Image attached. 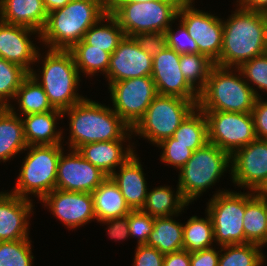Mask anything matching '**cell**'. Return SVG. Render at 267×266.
<instances>
[{
    "label": "cell",
    "mask_w": 267,
    "mask_h": 266,
    "mask_svg": "<svg viewBox=\"0 0 267 266\" xmlns=\"http://www.w3.org/2000/svg\"><path fill=\"white\" fill-rule=\"evenodd\" d=\"M267 52V14L240 7L223 20V45L215 65L238 68Z\"/></svg>",
    "instance_id": "1"
},
{
    "label": "cell",
    "mask_w": 267,
    "mask_h": 266,
    "mask_svg": "<svg viewBox=\"0 0 267 266\" xmlns=\"http://www.w3.org/2000/svg\"><path fill=\"white\" fill-rule=\"evenodd\" d=\"M108 13V0H71L47 15L38 38L49 49L70 50Z\"/></svg>",
    "instance_id": "2"
},
{
    "label": "cell",
    "mask_w": 267,
    "mask_h": 266,
    "mask_svg": "<svg viewBox=\"0 0 267 266\" xmlns=\"http://www.w3.org/2000/svg\"><path fill=\"white\" fill-rule=\"evenodd\" d=\"M65 115H69L70 137L67 143L72 150L87 143L120 140L131 130L112 107L88 98L64 110Z\"/></svg>",
    "instance_id": "3"
},
{
    "label": "cell",
    "mask_w": 267,
    "mask_h": 266,
    "mask_svg": "<svg viewBox=\"0 0 267 266\" xmlns=\"http://www.w3.org/2000/svg\"><path fill=\"white\" fill-rule=\"evenodd\" d=\"M257 97L261 95L249 86L238 68L215 65L199 93L197 107L202 111L252 113Z\"/></svg>",
    "instance_id": "4"
},
{
    "label": "cell",
    "mask_w": 267,
    "mask_h": 266,
    "mask_svg": "<svg viewBox=\"0 0 267 266\" xmlns=\"http://www.w3.org/2000/svg\"><path fill=\"white\" fill-rule=\"evenodd\" d=\"M42 62L40 73L33 68L29 74L43 87L54 109L63 112L85 98L77 93L81 74L70 50L48 49Z\"/></svg>",
    "instance_id": "5"
},
{
    "label": "cell",
    "mask_w": 267,
    "mask_h": 266,
    "mask_svg": "<svg viewBox=\"0 0 267 266\" xmlns=\"http://www.w3.org/2000/svg\"><path fill=\"white\" fill-rule=\"evenodd\" d=\"M184 0H157L138 3H108V12L117 20L125 36L162 32L178 19Z\"/></svg>",
    "instance_id": "6"
},
{
    "label": "cell",
    "mask_w": 267,
    "mask_h": 266,
    "mask_svg": "<svg viewBox=\"0 0 267 266\" xmlns=\"http://www.w3.org/2000/svg\"><path fill=\"white\" fill-rule=\"evenodd\" d=\"M63 150L62 144L28 146L11 193L28 200H32L28 197L31 194L41 201L56 188L58 162Z\"/></svg>",
    "instance_id": "7"
},
{
    "label": "cell",
    "mask_w": 267,
    "mask_h": 266,
    "mask_svg": "<svg viewBox=\"0 0 267 266\" xmlns=\"http://www.w3.org/2000/svg\"><path fill=\"white\" fill-rule=\"evenodd\" d=\"M229 168L230 155L215 144L207 142L196 149L179 170L177 185L184 199L191 204L209 187L215 185Z\"/></svg>",
    "instance_id": "8"
},
{
    "label": "cell",
    "mask_w": 267,
    "mask_h": 266,
    "mask_svg": "<svg viewBox=\"0 0 267 266\" xmlns=\"http://www.w3.org/2000/svg\"><path fill=\"white\" fill-rule=\"evenodd\" d=\"M198 101L177 96L157 95L143 117L131 129L154 145L173 136L184 119L197 107Z\"/></svg>",
    "instance_id": "9"
},
{
    "label": "cell",
    "mask_w": 267,
    "mask_h": 266,
    "mask_svg": "<svg viewBox=\"0 0 267 266\" xmlns=\"http://www.w3.org/2000/svg\"><path fill=\"white\" fill-rule=\"evenodd\" d=\"M223 190L210 198L205 210L213 222L215 243L218 246L249 243L243 228L246 193Z\"/></svg>",
    "instance_id": "10"
},
{
    "label": "cell",
    "mask_w": 267,
    "mask_h": 266,
    "mask_svg": "<svg viewBox=\"0 0 267 266\" xmlns=\"http://www.w3.org/2000/svg\"><path fill=\"white\" fill-rule=\"evenodd\" d=\"M207 119L208 142L230 156L256 140L252 113L203 111Z\"/></svg>",
    "instance_id": "11"
},
{
    "label": "cell",
    "mask_w": 267,
    "mask_h": 266,
    "mask_svg": "<svg viewBox=\"0 0 267 266\" xmlns=\"http://www.w3.org/2000/svg\"><path fill=\"white\" fill-rule=\"evenodd\" d=\"M112 109L132 129L158 95L151 76L113 82L108 86Z\"/></svg>",
    "instance_id": "12"
},
{
    "label": "cell",
    "mask_w": 267,
    "mask_h": 266,
    "mask_svg": "<svg viewBox=\"0 0 267 266\" xmlns=\"http://www.w3.org/2000/svg\"><path fill=\"white\" fill-rule=\"evenodd\" d=\"M194 0H184L178 10L177 18L197 43L199 54L216 62L223 45V20L208 12L197 10ZM193 6V7H192Z\"/></svg>",
    "instance_id": "13"
},
{
    "label": "cell",
    "mask_w": 267,
    "mask_h": 266,
    "mask_svg": "<svg viewBox=\"0 0 267 266\" xmlns=\"http://www.w3.org/2000/svg\"><path fill=\"white\" fill-rule=\"evenodd\" d=\"M230 165L233 183L257 192L267 180V140L256 139L236 150Z\"/></svg>",
    "instance_id": "14"
},
{
    "label": "cell",
    "mask_w": 267,
    "mask_h": 266,
    "mask_svg": "<svg viewBox=\"0 0 267 266\" xmlns=\"http://www.w3.org/2000/svg\"><path fill=\"white\" fill-rule=\"evenodd\" d=\"M61 153L57 168L56 189L92 193L107 176L85 160L77 150Z\"/></svg>",
    "instance_id": "15"
},
{
    "label": "cell",
    "mask_w": 267,
    "mask_h": 266,
    "mask_svg": "<svg viewBox=\"0 0 267 266\" xmlns=\"http://www.w3.org/2000/svg\"><path fill=\"white\" fill-rule=\"evenodd\" d=\"M52 215L59 219L67 228L77 229L95 220L92 193L72 192L54 189L42 200Z\"/></svg>",
    "instance_id": "16"
},
{
    "label": "cell",
    "mask_w": 267,
    "mask_h": 266,
    "mask_svg": "<svg viewBox=\"0 0 267 266\" xmlns=\"http://www.w3.org/2000/svg\"><path fill=\"white\" fill-rule=\"evenodd\" d=\"M179 62L180 54L167 46L153 57L151 77L157 93L198 101L199 94L184 78Z\"/></svg>",
    "instance_id": "17"
},
{
    "label": "cell",
    "mask_w": 267,
    "mask_h": 266,
    "mask_svg": "<svg viewBox=\"0 0 267 266\" xmlns=\"http://www.w3.org/2000/svg\"><path fill=\"white\" fill-rule=\"evenodd\" d=\"M152 61L153 58L140 48L134 37L124 36L110 55L105 76L108 85L126 79L151 76Z\"/></svg>",
    "instance_id": "18"
},
{
    "label": "cell",
    "mask_w": 267,
    "mask_h": 266,
    "mask_svg": "<svg viewBox=\"0 0 267 266\" xmlns=\"http://www.w3.org/2000/svg\"><path fill=\"white\" fill-rule=\"evenodd\" d=\"M40 32L26 26L8 24L0 20V57L24 68L28 73L31 65L38 63L40 48L30 40L31 35Z\"/></svg>",
    "instance_id": "19"
},
{
    "label": "cell",
    "mask_w": 267,
    "mask_h": 266,
    "mask_svg": "<svg viewBox=\"0 0 267 266\" xmlns=\"http://www.w3.org/2000/svg\"><path fill=\"white\" fill-rule=\"evenodd\" d=\"M32 200L9 192H0V241L28 239Z\"/></svg>",
    "instance_id": "20"
},
{
    "label": "cell",
    "mask_w": 267,
    "mask_h": 266,
    "mask_svg": "<svg viewBox=\"0 0 267 266\" xmlns=\"http://www.w3.org/2000/svg\"><path fill=\"white\" fill-rule=\"evenodd\" d=\"M131 135L133 136L132 130L120 140L87 143L80 146L77 151L85 160L101 170L107 177H110L118 166L120 167L135 153L132 144L129 143L126 148L122 145L127 139L128 141L131 140Z\"/></svg>",
    "instance_id": "21"
},
{
    "label": "cell",
    "mask_w": 267,
    "mask_h": 266,
    "mask_svg": "<svg viewBox=\"0 0 267 266\" xmlns=\"http://www.w3.org/2000/svg\"><path fill=\"white\" fill-rule=\"evenodd\" d=\"M110 177L117 184L131 210L142 209L147 196V182L139 157L133 153Z\"/></svg>",
    "instance_id": "22"
},
{
    "label": "cell",
    "mask_w": 267,
    "mask_h": 266,
    "mask_svg": "<svg viewBox=\"0 0 267 266\" xmlns=\"http://www.w3.org/2000/svg\"><path fill=\"white\" fill-rule=\"evenodd\" d=\"M63 119V112L57 109L44 113L21 116L24 137L28 146L62 144L63 131H57L58 120ZM58 119V120H57Z\"/></svg>",
    "instance_id": "23"
},
{
    "label": "cell",
    "mask_w": 267,
    "mask_h": 266,
    "mask_svg": "<svg viewBox=\"0 0 267 266\" xmlns=\"http://www.w3.org/2000/svg\"><path fill=\"white\" fill-rule=\"evenodd\" d=\"M43 0H0V20L41 32L47 20Z\"/></svg>",
    "instance_id": "24"
},
{
    "label": "cell",
    "mask_w": 267,
    "mask_h": 266,
    "mask_svg": "<svg viewBox=\"0 0 267 266\" xmlns=\"http://www.w3.org/2000/svg\"><path fill=\"white\" fill-rule=\"evenodd\" d=\"M28 147L21 116L15 108L2 107L0 110V162L14 158L18 153H23Z\"/></svg>",
    "instance_id": "25"
},
{
    "label": "cell",
    "mask_w": 267,
    "mask_h": 266,
    "mask_svg": "<svg viewBox=\"0 0 267 266\" xmlns=\"http://www.w3.org/2000/svg\"><path fill=\"white\" fill-rule=\"evenodd\" d=\"M92 196L97 221L123 217L128 215L131 211L117 184L111 177H107L100 186L92 192Z\"/></svg>",
    "instance_id": "26"
},
{
    "label": "cell",
    "mask_w": 267,
    "mask_h": 266,
    "mask_svg": "<svg viewBox=\"0 0 267 266\" xmlns=\"http://www.w3.org/2000/svg\"><path fill=\"white\" fill-rule=\"evenodd\" d=\"M246 192V209L243 219L245 239L265 247L267 243V199L256 192Z\"/></svg>",
    "instance_id": "27"
},
{
    "label": "cell",
    "mask_w": 267,
    "mask_h": 266,
    "mask_svg": "<svg viewBox=\"0 0 267 266\" xmlns=\"http://www.w3.org/2000/svg\"><path fill=\"white\" fill-rule=\"evenodd\" d=\"M175 191L170 186L155 187L147 192L146 201L142 211L151 217L178 216L189 203L184 199L181 190L177 186Z\"/></svg>",
    "instance_id": "28"
},
{
    "label": "cell",
    "mask_w": 267,
    "mask_h": 266,
    "mask_svg": "<svg viewBox=\"0 0 267 266\" xmlns=\"http://www.w3.org/2000/svg\"><path fill=\"white\" fill-rule=\"evenodd\" d=\"M172 218H154V227L146 243L164 255L183 250V224Z\"/></svg>",
    "instance_id": "29"
},
{
    "label": "cell",
    "mask_w": 267,
    "mask_h": 266,
    "mask_svg": "<svg viewBox=\"0 0 267 266\" xmlns=\"http://www.w3.org/2000/svg\"><path fill=\"white\" fill-rule=\"evenodd\" d=\"M124 36L117 20L108 12L85 32L83 40L92 45V48L102 49L112 54Z\"/></svg>",
    "instance_id": "30"
},
{
    "label": "cell",
    "mask_w": 267,
    "mask_h": 266,
    "mask_svg": "<svg viewBox=\"0 0 267 266\" xmlns=\"http://www.w3.org/2000/svg\"><path fill=\"white\" fill-rule=\"evenodd\" d=\"M175 143L187 145L193 152L208 142L207 119L202 110L196 107L175 130Z\"/></svg>",
    "instance_id": "31"
},
{
    "label": "cell",
    "mask_w": 267,
    "mask_h": 266,
    "mask_svg": "<svg viewBox=\"0 0 267 266\" xmlns=\"http://www.w3.org/2000/svg\"><path fill=\"white\" fill-rule=\"evenodd\" d=\"M20 116L53 111L43 87L30 74L22 81L15 98Z\"/></svg>",
    "instance_id": "32"
},
{
    "label": "cell",
    "mask_w": 267,
    "mask_h": 266,
    "mask_svg": "<svg viewBox=\"0 0 267 266\" xmlns=\"http://www.w3.org/2000/svg\"><path fill=\"white\" fill-rule=\"evenodd\" d=\"M213 242V222L208 213L205 218L192 216L183 224V250L198 252L211 248Z\"/></svg>",
    "instance_id": "33"
},
{
    "label": "cell",
    "mask_w": 267,
    "mask_h": 266,
    "mask_svg": "<svg viewBox=\"0 0 267 266\" xmlns=\"http://www.w3.org/2000/svg\"><path fill=\"white\" fill-rule=\"evenodd\" d=\"M76 67L79 73L94 76L96 73L107 74L110 53L98 48H92L83 39L76 43L71 49Z\"/></svg>",
    "instance_id": "34"
},
{
    "label": "cell",
    "mask_w": 267,
    "mask_h": 266,
    "mask_svg": "<svg viewBox=\"0 0 267 266\" xmlns=\"http://www.w3.org/2000/svg\"><path fill=\"white\" fill-rule=\"evenodd\" d=\"M179 64L184 78L199 94L204 89L215 62L203 54L186 53L180 54Z\"/></svg>",
    "instance_id": "35"
},
{
    "label": "cell",
    "mask_w": 267,
    "mask_h": 266,
    "mask_svg": "<svg viewBox=\"0 0 267 266\" xmlns=\"http://www.w3.org/2000/svg\"><path fill=\"white\" fill-rule=\"evenodd\" d=\"M220 247L218 266H262L266 261L262 246L258 244H231Z\"/></svg>",
    "instance_id": "36"
},
{
    "label": "cell",
    "mask_w": 267,
    "mask_h": 266,
    "mask_svg": "<svg viewBox=\"0 0 267 266\" xmlns=\"http://www.w3.org/2000/svg\"><path fill=\"white\" fill-rule=\"evenodd\" d=\"M29 73L21 66L0 57V106L9 107L22 81Z\"/></svg>",
    "instance_id": "37"
},
{
    "label": "cell",
    "mask_w": 267,
    "mask_h": 266,
    "mask_svg": "<svg viewBox=\"0 0 267 266\" xmlns=\"http://www.w3.org/2000/svg\"><path fill=\"white\" fill-rule=\"evenodd\" d=\"M31 240L0 241V266H32Z\"/></svg>",
    "instance_id": "38"
},
{
    "label": "cell",
    "mask_w": 267,
    "mask_h": 266,
    "mask_svg": "<svg viewBox=\"0 0 267 266\" xmlns=\"http://www.w3.org/2000/svg\"><path fill=\"white\" fill-rule=\"evenodd\" d=\"M238 69L249 86L253 84L257 89L267 91V52L244 62Z\"/></svg>",
    "instance_id": "39"
},
{
    "label": "cell",
    "mask_w": 267,
    "mask_h": 266,
    "mask_svg": "<svg viewBox=\"0 0 267 266\" xmlns=\"http://www.w3.org/2000/svg\"><path fill=\"white\" fill-rule=\"evenodd\" d=\"M156 147L162 149L161 162L172 165L179 170L187 163L193 153L187 145L175 143L173 137L163 140Z\"/></svg>",
    "instance_id": "40"
},
{
    "label": "cell",
    "mask_w": 267,
    "mask_h": 266,
    "mask_svg": "<svg viewBox=\"0 0 267 266\" xmlns=\"http://www.w3.org/2000/svg\"><path fill=\"white\" fill-rule=\"evenodd\" d=\"M129 235L137 239V245L147 243L150 233L154 227V217L141 209L131 210L128 214Z\"/></svg>",
    "instance_id": "41"
},
{
    "label": "cell",
    "mask_w": 267,
    "mask_h": 266,
    "mask_svg": "<svg viewBox=\"0 0 267 266\" xmlns=\"http://www.w3.org/2000/svg\"><path fill=\"white\" fill-rule=\"evenodd\" d=\"M177 31L172 25L165 31L167 47L174 49L178 54L199 53L197 43L190 37L186 27L180 22Z\"/></svg>",
    "instance_id": "42"
},
{
    "label": "cell",
    "mask_w": 267,
    "mask_h": 266,
    "mask_svg": "<svg viewBox=\"0 0 267 266\" xmlns=\"http://www.w3.org/2000/svg\"><path fill=\"white\" fill-rule=\"evenodd\" d=\"M133 37L140 48L152 58L167 46L166 35L162 32L139 33Z\"/></svg>",
    "instance_id": "43"
},
{
    "label": "cell",
    "mask_w": 267,
    "mask_h": 266,
    "mask_svg": "<svg viewBox=\"0 0 267 266\" xmlns=\"http://www.w3.org/2000/svg\"><path fill=\"white\" fill-rule=\"evenodd\" d=\"M132 266H163L164 254L146 244L137 245Z\"/></svg>",
    "instance_id": "44"
},
{
    "label": "cell",
    "mask_w": 267,
    "mask_h": 266,
    "mask_svg": "<svg viewBox=\"0 0 267 266\" xmlns=\"http://www.w3.org/2000/svg\"><path fill=\"white\" fill-rule=\"evenodd\" d=\"M257 139L267 140V100L257 97L252 109Z\"/></svg>",
    "instance_id": "45"
},
{
    "label": "cell",
    "mask_w": 267,
    "mask_h": 266,
    "mask_svg": "<svg viewBox=\"0 0 267 266\" xmlns=\"http://www.w3.org/2000/svg\"><path fill=\"white\" fill-rule=\"evenodd\" d=\"M97 222L102 224L104 223V225L106 223V225H108V230L106 231L108 232L107 235L109 234L110 238L114 239L115 241H120L130 236L128 215Z\"/></svg>",
    "instance_id": "46"
},
{
    "label": "cell",
    "mask_w": 267,
    "mask_h": 266,
    "mask_svg": "<svg viewBox=\"0 0 267 266\" xmlns=\"http://www.w3.org/2000/svg\"><path fill=\"white\" fill-rule=\"evenodd\" d=\"M220 250L215 247L190 253V266H218Z\"/></svg>",
    "instance_id": "47"
},
{
    "label": "cell",
    "mask_w": 267,
    "mask_h": 266,
    "mask_svg": "<svg viewBox=\"0 0 267 266\" xmlns=\"http://www.w3.org/2000/svg\"><path fill=\"white\" fill-rule=\"evenodd\" d=\"M163 266H190V252L181 250L166 254Z\"/></svg>",
    "instance_id": "48"
},
{
    "label": "cell",
    "mask_w": 267,
    "mask_h": 266,
    "mask_svg": "<svg viewBox=\"0 0 267 266\" xmlns=\"http://www.w3.org/2000/svg\"><path fill=\"white\" fill-rule=\"evenodd\" d=\"M236 7L247 10L267 14V0H236Z\"/></svg>",
    "instance_id": "49"
},
{
    "label": "cell",
    "mask_w": 267,
    "mask_h": 266,
    "mask_svg": "<svg viewBox=\"0 0 267 266\" xmlns=\"http://www.w3.org/2000/svg\"><path fill=\"white\" fill-rule=\"evenodd\" d=\"M70 1L71 0H43V4L47 13H50L56 9L64 7Z\"/></svg>",
    "instance_id": "50"
},
{
    "label": "cell",
    "mask_w": 267,
    "mask_h": 266,
    "mask_svg": "<svg viewBox=\"0 0 267 266\" xmlns=\"http://www.w3.org/2000/svg\"><path fill=\"white\" fill-rule=\"evenodd\" d=\"M157 0H108V3H138V2H149Z\"/></svg>",
    "instance_id": "51"
},
{
    "label": "cell",
    "mask_w": 267,
    "mask_h": 266,
    "mask_svg": "<svg viewBox=\"0 0 267 266\" xmlns=\"http://www.w3.org/2000/svg\"><path fill=\"white\" fill-rule=\"evenodd\" d=\"M256 193L261 198L267 199V180Z\"/></svg>",
    "instance_id": "52"
}]
</instances>
